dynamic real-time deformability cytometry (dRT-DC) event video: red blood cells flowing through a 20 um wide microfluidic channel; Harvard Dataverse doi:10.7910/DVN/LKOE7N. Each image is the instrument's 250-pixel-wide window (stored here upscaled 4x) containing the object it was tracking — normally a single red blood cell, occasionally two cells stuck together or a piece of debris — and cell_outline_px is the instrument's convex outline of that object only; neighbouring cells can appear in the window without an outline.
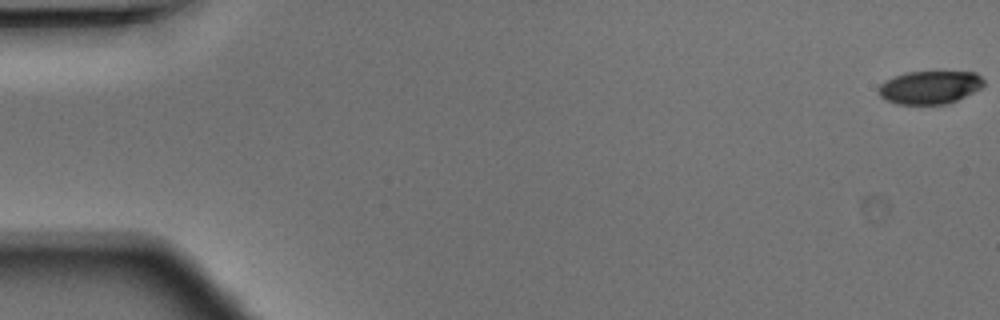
{"species": "Egyptian fruit bat (a non-hibernating species)", "species_latin": "Rousettus aegyptiacus", "temperature_condition": "warm", "stored_images_in_passage": 49, "camera_frame_rate_fps": 3000, "um_per_image_px": 0.085, "animal": {"sex": "male"}, "frame": {"image": 1, "passage_image": 1, "time_ms": 0.0, "image_size_px": [1000, 320], "cell_outline_px": [[984, 84], [980, 88], [956, 100], [944, 104], [900, 104], [888, 100], [880, 96], [880, 84], [904, 72], [976, 72], [984, 80]], "centroid_in_image_um": [79.06, 7.41], "position_along_channel_um": 5.9, "area_um2": 19.83}}
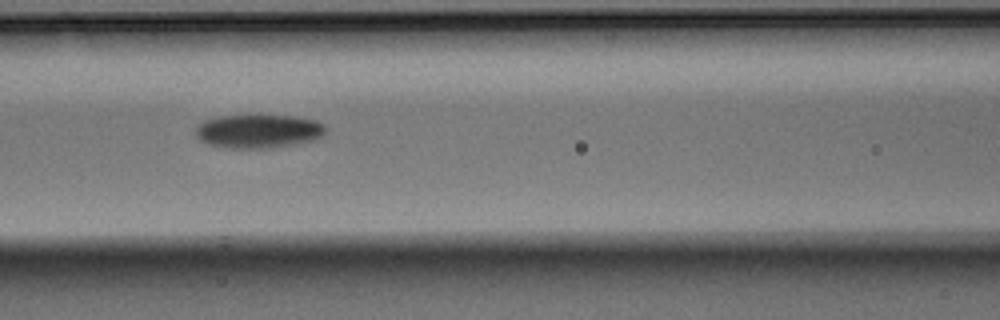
{"frame": {"image": 2, "passage_image": 22, "time_ms": 7.0, "image_size_px": [1000, 320], "cell_outline_px": [[324, 132], [320, 136], [312, 140], [292, 144], [268, 148], [228, 148], [208, 144], [200, 140], [196, 136], [196, 124], [204, 120], [216, 116], [296, 116], [316, 120], [324, 124]], "centroid_in_image_um": [21.91, 11.14], "position_along_channel_um": 144.7, "area_um2": 25.32}}
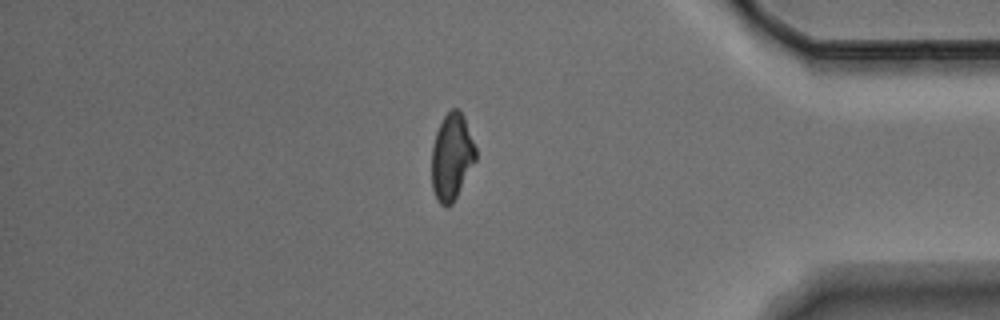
{"frame": {"image": 3, "passage_image": 42, "time_ms": 13.667, "image_size_px": [1000, 320], "cell_outline_px": [[476, 160], [452, 204], [440, 204], [436, 200], [432, 188], [432, 144], [436, 132], [444, 116], [452, 108], [460, 108], [464, 116], [476, 148]], "centroid_in_image_um": [38.39, 13.3], "position_along_channel_um": 396.8, "area_um2": 22.14}}